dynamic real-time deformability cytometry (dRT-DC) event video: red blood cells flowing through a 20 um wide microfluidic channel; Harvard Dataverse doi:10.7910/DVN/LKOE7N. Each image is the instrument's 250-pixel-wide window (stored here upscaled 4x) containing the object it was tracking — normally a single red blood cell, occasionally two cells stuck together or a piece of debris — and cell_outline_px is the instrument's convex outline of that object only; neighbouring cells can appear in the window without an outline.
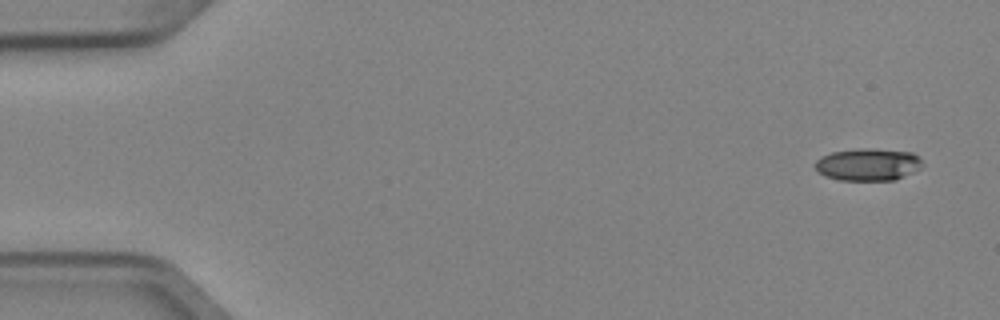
{"species": "Egyptian fruit bat (a non-hibernating species)", "species_latin": "Rousettus aegyptiacus", "temperature_condition": "cold", "stored_images_in_passage": 5, "camera_frame_rate_fps": 3000, "um_per_image_px": 0.085, "animal": {"sex": "female"}, "frame": {"image": 1, "passage_image": 1, "time_ms": 0.0, "image_size_px": [1000, 320], "cell_outline_px": [[920, 168], [896, 180], [840, 180], [824, 176], [816, 172], [816, 160], [820, 156], [832, 152], [868, 148], [912, 152], [920, 160]], "centroid_in_image_um": [73.73, 13.99], "position_along_channel_um": 11.3, "area_um2": 20.0}}
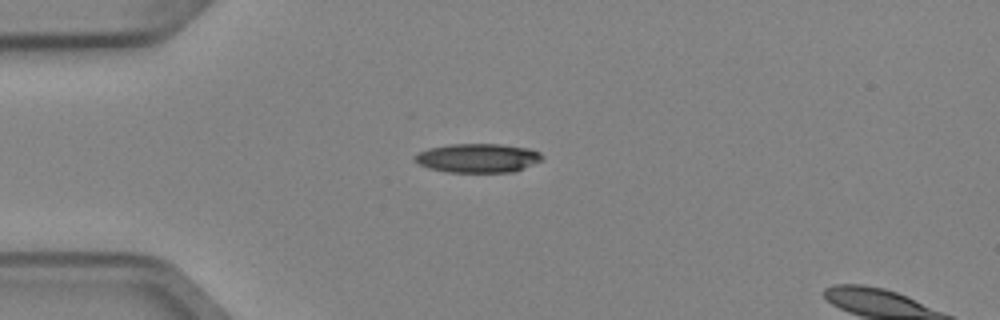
{"frame": {"image": 2, "passage_image": 4, "time_ms": 1.0, "image_size_px": [1000, 320], "cell_outline_px": [[544, 160], [524, 168], [512, 172], [448, 172], [428, 168], [420, 164], [412, 156], [428, 148], [448, 144], [500, 144], [528, 148], [540, 152], [544, 156]], "centroid_in_image_um": [40.64, 13.43], "position_along_channel_um": 44.4, "area_um2": 21.62}}